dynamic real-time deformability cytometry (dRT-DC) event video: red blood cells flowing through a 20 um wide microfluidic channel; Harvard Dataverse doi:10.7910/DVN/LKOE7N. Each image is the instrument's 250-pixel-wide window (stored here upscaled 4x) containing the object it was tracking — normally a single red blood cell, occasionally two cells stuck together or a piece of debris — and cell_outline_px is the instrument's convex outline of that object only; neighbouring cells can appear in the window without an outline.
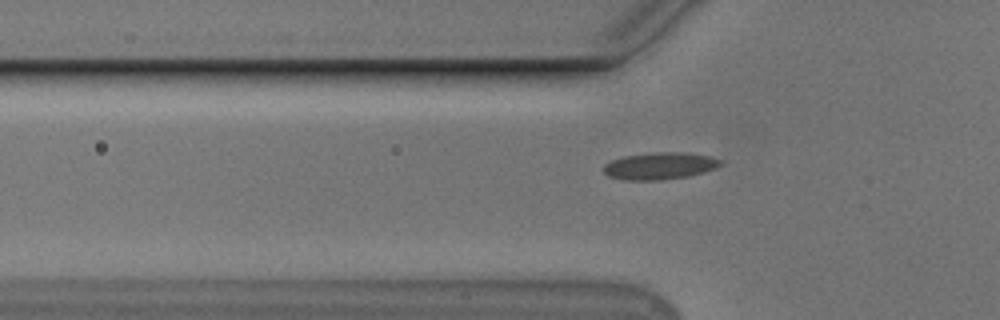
{"species": "Egyptian fruit bat (a non-hibernating species)", "species_latin": "Rousettus aegyptiacus", "temperature_condition": "cold", "stored_images_in_passage": 34, "camera_frame_rate_fps": 3000, "um_per_image_px": 0.085, "animal": {"sex": "male"}, "frame": {"image": 1, "passage_image": 2, "time_ms": 0.333, "image_size_px": [1000, 320], "cell_outline_px": [[724, 164], [716, 168], [704, 172], [688, 176], [660, 180], [624, 180], [608, 176], [604, 172], [604, 164], [612, 160], [624, 156], [660, 152], [684, 152], [708, 156], [724, 160]], "centroid_in_image_um": [56.12, 14.1], "position_along_channel_um": 69.7, "area_um2": 18.44}}
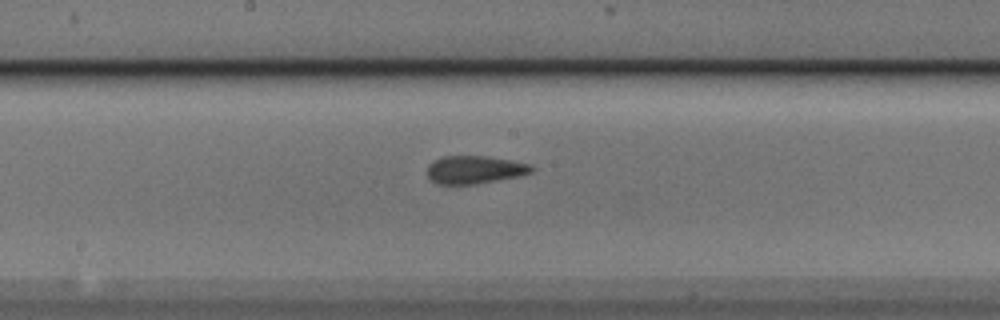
{"frame": {"image": 2, "passage_image": 13, "time_ms": 4.0, "image_size_px": [1000, 320], "cell_outline_px": [[536, 168], [532, 172], [520, 176], [476, 184], [436, 184], [428, 176], [428, 164], [432, 160], [440, 156], [488, 156], [512, 160], [532, 164]], "centroid_in_image_um": [40.37, 14.41], "position_along_channel_um": 207.8, "area_um2": 17.28}}
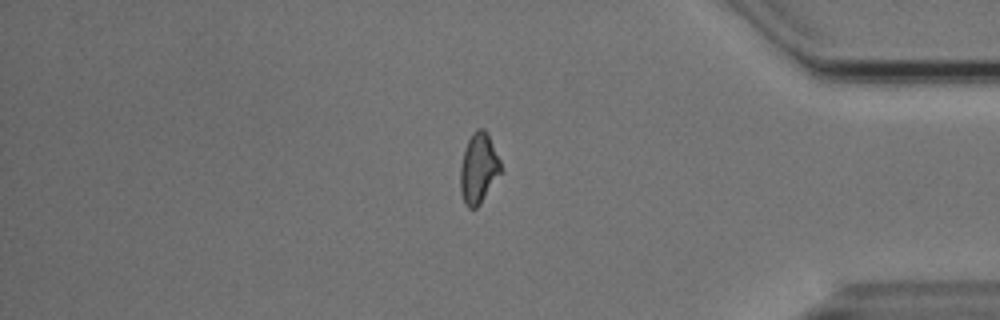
{"frame": {"image": 3, "passage_image": 30, "time_ms": 9.667, "image_size_px": [1000, 320], "cell_outline_px": [[504, 172], [480, 204], [476, 208], [468, 208], [464, 204], [460, 192], [460, 168], [464, 148], [472, 132], [476, 128], [484, 128], [488, 132], [500, 160]], "centroid_in_image_um": [40.7, 14.31], "position_along_channel_um": 394.5, "area_um2": 17.22}}